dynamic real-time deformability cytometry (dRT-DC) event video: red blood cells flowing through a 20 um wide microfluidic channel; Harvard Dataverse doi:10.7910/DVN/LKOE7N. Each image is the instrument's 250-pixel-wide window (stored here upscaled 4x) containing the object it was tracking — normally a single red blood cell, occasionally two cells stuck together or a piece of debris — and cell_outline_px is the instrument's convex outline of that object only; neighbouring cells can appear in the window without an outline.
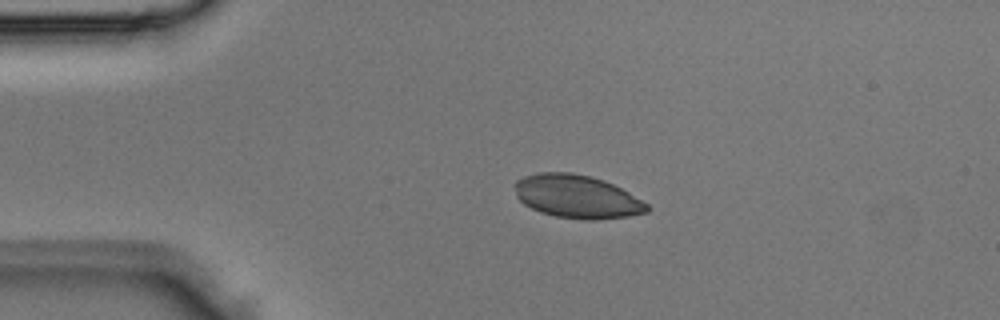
{"species": "Egyptian fruit bat (a non-hibernating species)", "species_latin": "Rousettus aegyptiacus", "temperature_condition": "room temperature", "stored_images_in_passage": 2, "camera_frame_rate_fps": 3000, "um_per_image_px": 0.085, "animal": {"sex": "male"}, "frame": {"image": 1, "passage_image": 2, "time_ms": 0.333, "image_size_px": [1000, 320], "cell_outline_px": [[652, 208], [648, 212], [628, 216], [596, 220], [584, 220], [556, 216], [540, 212], [524, 204], [516, 196], [512, 184], [516, 180], [524, 176], [536, 172], [572, 172], [604, 180], [628, 192], [648, 204]], "centroid_in_image_um": [49.01, 16.71], "position_along_channel_um": 36.0, "area_um2": 33.52}}